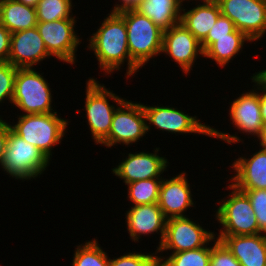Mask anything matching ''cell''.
<instances>
[{
    "label": "cell",
    "mask_w": 266,
    "mask_h": 266,
    "mask_svg": "<svg viewBox=\"0 0 266 266\" xmlns=\"http://www.w3.org/2000/svg\"><path fill=\"white\" fill-rule=\"evenodd\" d=\"M211 246L201 247L193 250L172 253L165 257L158 256L159 266H209Z\"/></svg>",
    "instance_id": "obj_26"
},
{
    "label": "cell",
    "mask_w": 266,
    "mask_h": 266,
    "mask_svg": "<svg viewBox=\"0 0 266 266\" xmlns=\"http://www.w3.org/2000/svg\"><path fill=\"white\" fill-rule=\"evenodd\" d=\"M11 32L0 23V63L8 62Z\"/></svg>",
    "instance_id": "obj_35"
},
{
    "label": "cell",
    "mask_w": 266,
    "mask_h": 266,
    "mask_svg": "<svg viewBox=\"0 0 266 266\" xmlns=\"http://www.w3.org/2000/svg\"><path fill=\"white\" fill-rule=\"evenodd\" d=\"M215 236L214 232L207 231L187 216L169 218L166 220L163 242L156 252L173 250L172 253H178L201 248L214 241Z\"/></svg>",
    "instance_id": "obj_10"
},
{
    "label": "cell",
    "mask_w": 266,
    "mask_h": 266,
    "mask_svg": "<svg viewBox=\"0 0 266 266\" xmlns=\"http://www.w3.org/2000/svg\"><path fill=\"white\" fill-rule=\"evenodd\" d=\"M252 42L243 32L235 29L230 37L215 38V42L204 52V57L214 60L219 67H225L242 51L245 42Z\"/></svg>",
    "instance_id": "obj_24"
},
{
    "label": "cell",
    "mask_w": 266,
    "mask_h": 266,
    "mask_svg": "<svg viewBox=\"0 0 266 266\" xmlns=\"http://www.w3.org/2000/svg\"><path fill=\"white\" fill-rule=\"evenodd\" d=\"M235 29L234 23L221 14L211 27L207 37L201 42L203 51L205 52L215 42V38L230 37V33Z\"/></svg>",
    "instance_id": "obj_32"
},
{
    "label": "cell",
    "mask_w": 266,
    "mask_h": 266,
    "mask_svg": "<svg viewBox=\"0 0 266 266\" xmlns=\"http://www.w3.org/2000/svg\"><path fill=\"white\" fill-rule=\"evenodd\" d=\"M89 41L88 49L93 50L105 74L119 70L124 61L128 65L126 78L139 71L140 67L130 57L126 24L119 13L110 12Z\"/></svg>",
    "instance_id": "obj_1"
},
{
    "label": "cell",
    "mask_w": 266,
    "mask_h": 266,
    "mask_svg": "<svg viewBox=\"0 0 266 266\" xmlns=\"http://www.w3.org/2000/svg\"><path fill=\"white\" fill-rule=\"evenodd\" d=\"M229 115L232 124L237 127L236 129L257 138L264 125L260 113L259 92L256 91V88L249 92H243L234 99L229 108Z\"/></svg>",
    "instance_id": "obj_18"
},
{
    "label": "cell",
    "mask_w": 266,
    "mask_h": 266,
    "mask_svg": "<svg viewBox=\"0 0 266 266\" xmlns=\"http://www.w3.org/2000/svg\"><path fill=\"white\" fill-rule=\"evenodd\" d=\"M9 129H10L9 122L7 123L6 121L0 118V166L1 167L4 159V154L6 151L7 140L9 137Z\"/></svg>",
    "instance_id": "obj_36"
},
{
    "label": "cell",
    "mask_w": 266,
    "mask_h": 266,
    "mask_svg": "<svg viewBox=\"0 0 266 266\" xmlns=\"http://www.w3.org/2000/svg\"><path fill=\"white\" fill-rule=\"evenodd\" d=\"M240 191L248 196L256 216L259 230L264 233L266 230V189Z\"/></svg>",
    "instance_id": "obj_31"
},
{
    "label": "cell",
    "mask_w": 266,
    "mask_h": 266,
    "mask_svg": "<svg viewBox=\"0 0 266 266\" xmlns=\"http://www.w3.org/2000/svg\"><path fill=\"white\" fill-rule=\"evenodd\" d=\"M96 240H90L75 248L72 266H109L110 258Z\"/></svg>",
    "instance_id": "obj_27"
},
{
    "label": "cell",
    "mask_w": 266,
    "mask_h": 266,
    "mask_svg": "<svg viewBox=\"0 0 266 266\" xmlns=\"http://www.w3.org/2000/svg\"><path fill=\"white\" fill-rule=\"evenodd\" d=\"M221 14L250 40H260L266 33V0H223Z\"/></svg>",
    "instance_id": "obj_11"
},
{
    "label": "cell",
    "mask_w": 266,
    "mask_h": 266,
    "mask_svg": "<svg viewBox=\"0 0 266 266\" xmlns=\"http://www.w3.org/2000/svg\"><path fill=\"white\" fill-rule=\"evenodd\" d=\"M250 78L255 83L254 86H257L256 90L261 91L259 92L260 113L263 125L266 126V82L257 73Z\"/></svg>",
    "instance_id": "obj_34"
},
{
    "label": "cell",
    "mask_w": 266,
    "mask_h": 266,
    "mask_svg": "<svg viewBox=\"0 0 266 266\" xmlns=\"http://www.w3.org/2000/svg\"><path fill=\"white\" fill-rule=\"evenodd\" d=\"M17 69L9 62L0 63V103L6 99L12 103Z\"/></svg>",
    "instance_id": "obj_30"
},
{
    "label": "cell",
    "mask_w": 266,
    "mask_h": 266,
    "mask_svg": "<svg viewBox=\"0 0 266 266\" xmlns=\"http://www.w3.org/2000/svg\"><path fill=\"white\" fill-rule=\"evenodd\" d=\"M163 178L139 180L129 184L128 198L135 205L158 203Z\"/></svg>",
    "instance_id": "obj_25"
},
{
    "label": "cell",
    "mask_w": 266,
    "mask_h": 266,
    "mask_svg": "<svg viewBox=\"0 0 266 266\" xmlns=\"http://www.w3.org/2000/svg\"><path fill=\"white\" fill-rule=\"evenodd\" d=\"M153 152L129 153L112 169L113 174L123 179L125 185L139 180L162 178L160 175L166 170L169 162L165 157L159 156V148Z\"/></svg>",
    "instance_id": "obj_14"
},
{
    "label": "cell",
    "mask_w": 266,
    "mask_h": 266,
    "mask_svg": "<svg viewBox=\"0 0 266 266\" xmlns=\"http://www.w3.org/2000/svg\"><path fill=\"white\" fill-rule=\"evenodd\" d=\"M119 14L125 20L130 57L141 68L162 52L163 30L135 9Z\"/></svg>",
    "instance_id": "obj_3"
},
{
    "label": "cell",
    "mask_w": 266,
    "mask_h": 266,
    "mask_svg": "<svg viewBox=\"0 0 266 266\" xmlns=\"http://www.w3.org/2000/svg\"><path fill=\"white\" fill-rule=\"evenodd\" d=\"M47 157L35 146L16 135L11 128L7 140L6 151L2 162V170L12 178L31 180L41 175L49 166Z\"/></svg>",
    "instance_id": "obj_7"
},
{
    "label": "cell",
    "mask_w": 266,
    "mask_h": 266,
    "mask_svg": "<svg viewBox=\"0 0 266 266\" xmlns=\"http://www.w3.org/2000/svg\"><path fill=\"white\" fill-rule=\"evenodd\" d=\"M11 130L24 141L37 147L50 161L54 145L60 144L68 121L58 117L57 112L47 114H23L18 116ZM51 156V157H50Z\"/></svg>",
    "instance_id": "obj_2"
},
{
    "label": "cell",
    "mask_w": 266,
    "mask_h": 266,
    "mask_svg": "<svg viewBox=\"0 0 266 266\" xmlns=\"http://www.w3.org/2000/svg\"><path fill=\"white\" fill-rule=\"evenodd\" d=\"M75 23V18H67L36 25L48 53L67 64H75V53L81 43L74 31Z\"/></svg>",
    "instance_id": "obj_12"
},
{
    "label": "cell",
    "mask_w": 266,
    "mask_h": 266,
    "mask_svg": "<svg viewBox=\"0 0 266 266\" xmlns=\"http://www.w3.org/2000/svg\"><path fill=\"white\" fill-rule=\"evenodd\" d=\"M228 199H221L216 211L217 221L222 225L219 235H254L262 233L248 196L233 184L228 185Z\"/></svg>",
    "instance_id": "obj_5"
},
{
    "label": "cell",
    "mask_w": 266,
    "mask_h": 266,
    "mask_svg": "<svg viewBox=\"0 0 266 266\" xmlns=\"http://www.w3.org/2000/svg\"><path fill=\"white\" fill-rule=\"evenodd\" d=\"M242 266H266V238L254 235H217Z\"/></svg>",
    "instance_id": "obj_19"
},
{
    "label": "cell",
    "mask_w": 266,
    "mask_h": 266,
    "mask_svg": "<svg viewBox=\"0 0 266 266\" xmlns=\"http://www.w3.org/2000/svg\"><path fill=\"white\" fill-rule=\"evenodd\" d=\"M93 78L86 82L85 112L87 123L96 144H100L108 135L116 107L110 105L112 99L120 105L125 99L116 96ZM109 98V99H107Z\"/></svg>",
    "instance_id": "obj_8"
},
{
    "label": "cell",
    "mask_w": 266,
    "mask_h": 266,
    "mask_svg": "<svg viewBox=\"0 0 266 266\" xmlns=\"http://www.w3.org/2000/svg\"><path fill=\"white\" fill-rule=\"evenodd\" d=\"M183 2L185 1V0H182ZM191 1V0H190ZM201 2H203V3H210V4H219V3H221L223 0H200Z\"/></svg>",
    "instance_id": "obj_40"
},
{
    "label": "cell",
    "mask_w": 266,
    "mask_h": 266,
    "mask_svg": "<svg viewBox=\"0 0 266 266\" xmlns=\"http://www.w3.org/2000/svg\"><path fill=\"white\" fill-rule=\"evenodd\" d=\"M142 106L146 115V121H149L146 122L147 132L151 127L149 124H152L155 128L172 134L198 133L223 140L228 144L242 142L237 135L219 132L209 125L202 124L196 116H190L177 108L156 105L146 106L144 104Z\"/></svg>",
    "instance_id": "obj_4"
},
{
    "label": "cell",
    "mask_w": 266,
    "mask_h": 266,
    "mask_svg": "<svg viewBox=\"0 0 266 266\" xmlns=\"http://www.w3.org/2000/svg\"><path fill=\"white\" fill-rule=\"evenodd\" d=\"M109 266H159L157 252L151 253H127L118 258L109 259Z\"/></svg>",
    "instance_id": "obj_29"
},
{
    "label": "cell",
    "mask_w": 266,
    "mask_h": 266,
    "mask_svg": "<svg viewBox=\"0 0 266 266\" xmlns=\"http://www.w3.org/2000/svg\"><path fill=\"white\" fill-rule=\"evenodd\" d=\"M236 174L230 181L239 190L266 189V150L260 149L252 157H240L232 163Z\"/></svg>",
    "instance_id": "obj_20"
},
{
    "label": "cell",
    "mask_w": 266,
    "mask_h": 266,
    "mask_svg": "<svg viewBox=\"0 0 266 266\" xmlns=\"http://www.w3.org/2000/svg\"><path fill=\"white\" fill-rule=\"evenodd\" d=\"M72 0H38L35 7L38 22H51L72 17Z\"/></svg>",
    "instance_id": "obj_28"
},
{
    "label": "cell",
    "mask_w": 266,
    "mask_h": 266,
    "mask_svg": "<svg viewBox=\"0 0 266 266\" xmlns=\"http://www.w3.org/2000/svg\"><path fill=\"white\" fill-rule=\"evenodd\" d=\"M49 56L37 27L11 33L8 62L16 68H33Z\"/></svg>",
    "instance_id": "obj_15"
},
{
    "label": "cell",
    "mask_w": 266,
    "mask_h": 266,
    "mask_svg": "<svg viewBox=\"0 0 266 266\" xmlns=\"http://www.w3.org/2000/svg\"><path fill=\"white\" fill-rule=\"evenodd\" d=\"M209 266H242L233 256L227 246L216 237L211 247V256Z\"/></svg>",
    "instance_id": "obj_33"
},
{
    "label": "cell",
    "mask_w": 266,
    "mask_h": 266,
    "mask_svg": "<svg viewBox=\"0 0 266 266\" xmlns=\"http://www.w3.org/2000/svg\"><path fill=\"white\" fill-rule=\"evenodd\" d=\"M259 139V144L262 149L266 150V126L263 127L261 134L257 137Z\"/></svg>",
    "instance_id": "obj_38"
},
{
    "label": "cell",
    "mask_w": 266,
    "mask_h": 266,
    "mask_svg": "<svg viewBox=\"0 0 266 266\" xmlns=\"http://www.w3.org/2000/svg\"><path fill=\"white\" fill-rule=\"evenodd\" d=\"M113 114L109 135L100 143L106 147L115 144L136 143L147 133L146 115L141 103L124 100Z\"/></svg>",
    "instance_id": "obj_9"
},
{
    "label": "cell",
    "mask_w": 266,
    "mask_h": 266,
    "mask_svg": "<svg viewBox=\"0 0 266 266\" xmlns=\"http://www.w3.org/2000/svg\"><path fill=\"white\" fill-rule=\"evenodd\" d=\"M180 22L200 41L206 37L211 27L221 15L219 4L202 3L185 11L181 8Z\"/></svg>",
    "instance_id": "obj_22"
},
{
    "label": "cell",
    "mask_w": 266,
    "mask_h": 266,
    "mask_svg": "<svg viewBox=\"0 0 266 266\" xmlns=\"http://www.w3.org/2000/svg\"><path fill=\"white\" fill-rule=\"evenodd\" d=\"M182 2V0H142L135 10L165 31L180 22Z\"/></svg>",
    "instance_id": "obj_21"
},
{
    "label": "cell",
    "mask_w": 266,
    "mask_h": 266,
    "mask_svg": "<svg viewBox=\"0 0 266 266\" xmlns=\"http://www.w3.org/2000/svg\"><path fill=\"white\" fill-rule=\"evenodd\" d=\"M183 171L176 177L162 180L158 205L166 219L186 217L185 211L194 206L190 183Z\"/></svg>",
    "instance_id": "obj_16"
},
{
    "label": "cell",
    "mask_w": 266,
    "mask_h": 266,
    "mask_svg": "<svg viewBox=\"0 0 266 266\" xmlns=\"http://www.w3.org/2000/svg\"><path fill=\"white\" fill-rule=\"evenodd\" d=\"M126 214L127 231L134 242H139L140 235L160 234L159 246L165 236L166 218L158 203L132 206Z\"/></svg>",
    "instance_id": "obj_17"
},
{
    "label": "cell",
    "mask_w": 266,
    "mask_h": 266,
    "mask_svg": "<svg viewBox=\"0 0 266 266\" xmlns=\"http://www.w3.org/2000/svg\"><path fill=\"white\" fill-rule=\"evenodd\" d=\"M257 74L266 82V69L263 71L257 72Z\"/></svg>",
    "instance_id": "obj_41"
},
{
    "label": "cell",
    "mask_w": 266,
    "mask_h": 266,
    "mask_svg": "<svg viewBox=\"0 0 266 266\" xmlns=\"http://www.w3.org/2000/svg\"><path fill=\"white\" fill-rule=\"evenodd\" d=\"M18 2H21L25 5L31 6V7H36L38 0H16Z\"/></svg>",
    "instance_id": "obj_39"
},
{
    "label": "cell",
    "mask_w": 266,
    "mask_h": 266,
    "mask_svg": "<svg viewBox=\"0 0 266 266\" xmlns=\"http://www.w3.org/2000/svg\"><path fill=\"white\" fill-rule=\"evenodd\" d=\"M42 75L34 68L17 69L12 103L25 114L54 112L51 88Z\"/></svg>",
    "instance_id": "obj_6"
},
{
    "label": "cell",
    "mask_w": 266,
    "mask_h": 266,
    "mask_svg": "<svg viewBox=\"0 0 266 266\" xmlns=\"http://www.w3.org/2000/svg\"><path fill=\"white\" fill-rule=\"evenodd\" d=\"M121 2L120 4H115L113 9L111 10L112 13H119L125 10L135 9L142 0H118Z\"/></svg>",
    "instance_id": "obj_37"
},
{
    "label": "cell",
    "mask_w": 266,
    "mask_h": 266,
    "mask_svg": "<svg viewBox=\"0 0 266 266\" xmlns=\"http://www.w3.org/2000/svg\"><path fill=\"white\" fill-rule=\"evenodd\" d=\"M0 23L11 33L36 27V9L16 0H1Z\"/></svg>",
    "instance_id": "obj_23"
},
{
    "label": "cell",
    "mask_w": 266,
    "mask_h": 266,
    "mask_svg": "<svg viewBox=\"0 0 266 266\" xmlns=\"http://www.w3.org/2000/svg\"><path fill=\"white\" fill-rule=\"evenodd\" d=\"M162 53L178 63L186 75L198 55L204 56L201 42L181 22L163 31Z\"/></svg>",
    "instance_id": "obj_13"
}]
</instances>
